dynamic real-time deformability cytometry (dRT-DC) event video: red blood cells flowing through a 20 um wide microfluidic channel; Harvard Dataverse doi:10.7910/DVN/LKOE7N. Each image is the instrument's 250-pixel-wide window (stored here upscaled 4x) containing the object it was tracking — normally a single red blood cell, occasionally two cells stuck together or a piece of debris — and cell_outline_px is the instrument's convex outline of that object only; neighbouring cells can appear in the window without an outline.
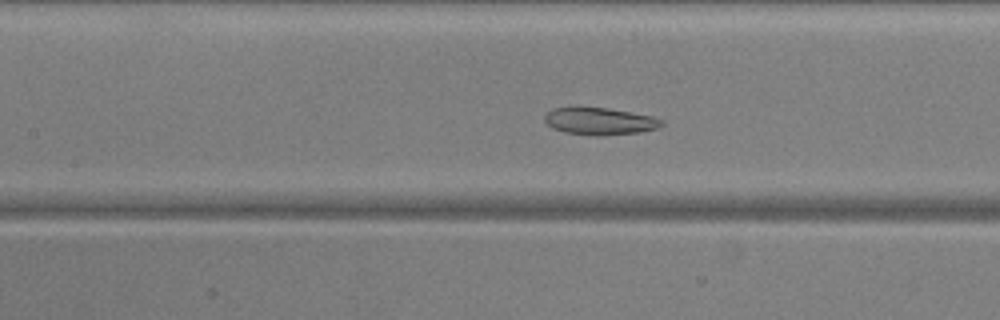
{"species": "common noctule bat (a hibernating species)", "species_latin": "Nyctalus noctula", "temperature_condition": "warm", "stored_images_in_passage": 47, "camera_frame_rate_fps": 3000, "um_per_image_px": 0.085, "animal": {"sex": "male", "body_mass_g": 20.5, "forearm_length_mm": 52.5}, "frame": {"image": 1, "passage_image": 18, "time_ms": 5.667, "image_size_px": [1000, 320], "cell_outline_px": [[664, 124], [656, 128], [640, 132], [600, 136], [596, 136], [564, 132], [552, 128], [544, 120], [544, 116], [552, 108], [608, 108], [652, 116], [664, 120]], "centroid_in_image_um": [50.99, 10.31], "position_along_channel_um": 156.4, "area_um2": 18.38}}
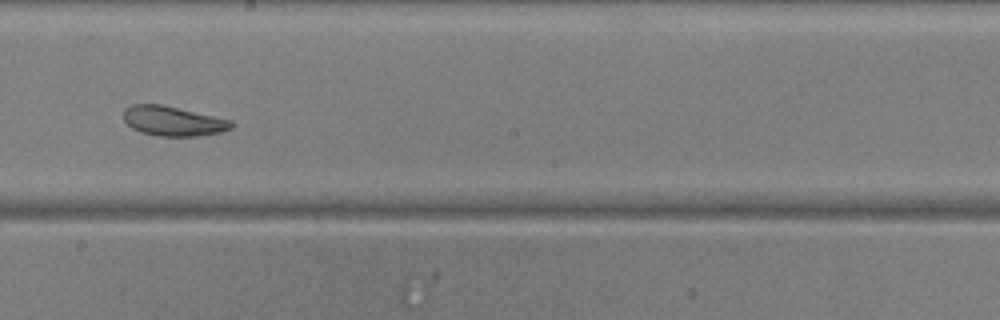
{"frame": {"image": 2, "passage_image": 24, "time_ms": 7.667, "image_size_px": [1000, 320], "cell_outline_px": [[236, 124], [232, 128], [220, 132], [200, 136], [156, 136], [140, 132], [132, 128], [124, 120], [124, 108], [132, 104], [160, 104], [232, 120]], "centroid_in_image_um": [14.72, 10.3], "position_along_channel_um": 233.5, "area_um2": 18.73}}
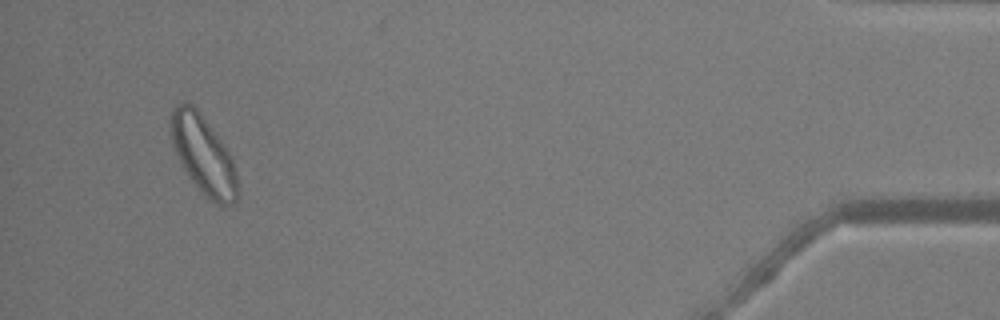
{"frame": {"image": 3, "passage_image": 44, "time_ms": 14.333, "image_size_px": [1000, 320], "cell_outline_px": [[240, 196], [232, 204], [224, 208], [216, 204], [188, 176], [180, 164], [176, 156], [172, 144], [168, 120], [172, 108], [176, 104], [184, 100], [192, 104], [196, 108], [232, 156], [236, 172], [240, 192]], "centroid_in_image_um": [17.27, 13.16], "position_along_channel_um": 417.9, "area_um2": 30.87}, "authors_computed_cell_mechanics": {"area_um2": 24.3916, "velocity_mm_per_s": 3.8659, "shape_relaxation_time_tau1_ms": 3.2361, "shape_relaxation_time_tau2_ms": 3.3761, "deformation_change_tau1": 0.1233, "deformation_change_tau2": 0.108}}